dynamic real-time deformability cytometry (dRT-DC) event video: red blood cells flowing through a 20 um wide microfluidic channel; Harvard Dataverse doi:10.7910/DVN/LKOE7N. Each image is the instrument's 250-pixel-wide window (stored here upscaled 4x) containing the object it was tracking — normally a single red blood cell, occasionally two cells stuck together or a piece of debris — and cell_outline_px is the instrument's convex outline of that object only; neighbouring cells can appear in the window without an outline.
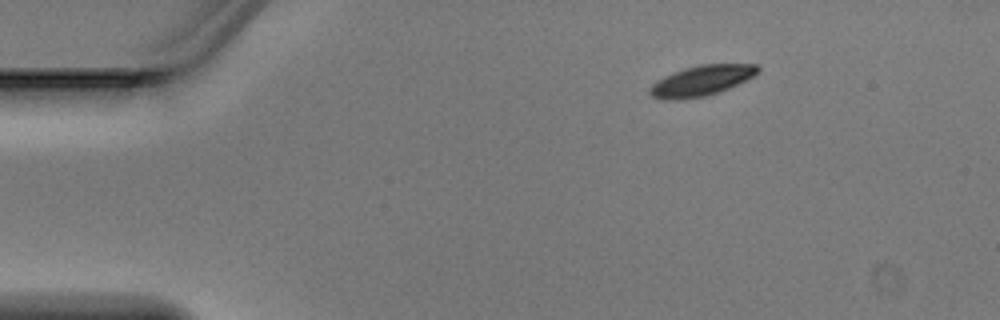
{"species": "Egyptian fruit bat (a non-hibernating species)", "species_latin": "Rousettus aegyptiacus", "temperature_condition": "warm", "stored_images_in_passage": 4, "camera_frame_rate_fps": 3000, "um_per_image_px": 0.085, "animal": {"sex": "male"}, "frame": {"image": 1, "passage_image": 1, "time_ms": 0.0, "image_size_px": [1000, 320], "cell_outline_px": [[760, 72], [720, 92], [704, 96], [672, 100], [668, 100], [652, 96], [648, 92], [648, 88], [656, 80], [672, 72], [684, 68], [700, 64], [756, 64], [760, 68]], "centroid_in_image_um": [59.59, 6.84], "position_along_channel_um": 25.4, "area_um2": 19.02}}
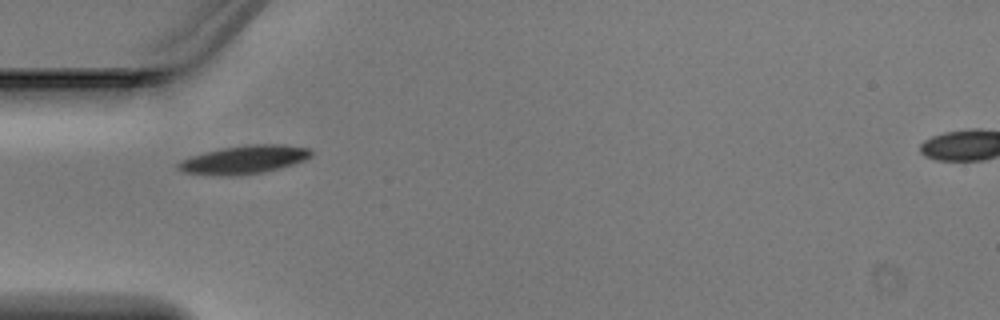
{"frame": {"image": 2, "passage_image": 3, "time_ms": 0.667, "image_size_px": [1000, 320], "cell_outline_px": [[312, 156], [304, 160], [292, 164], [264, 172], [228, 176], [220, 176], [184, 172], [176, 168], [176, 164], [180, 160], [188, 156], [220, 148], [248, 144], [284, 144], [308, 148], [312, 152]], "centroid_in_image_um": [20.7, 13.56], "position_along_channel_um": 64.3, "area_um2": 22.08}}
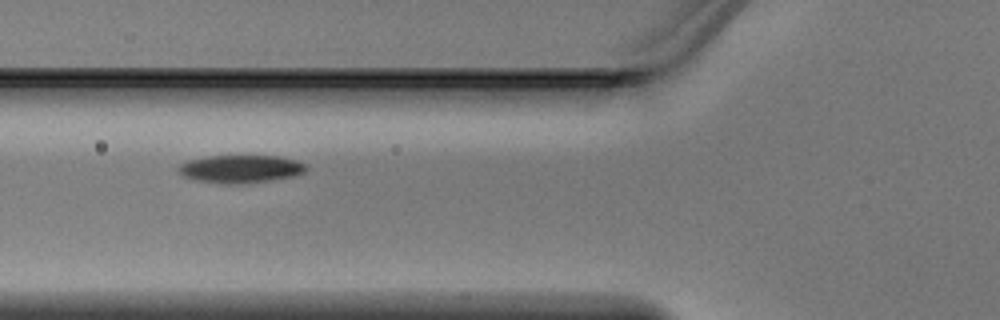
{"frame": {"image": 3, "passage_image": 4, "time_ms": 1.0, "image_size_px": [1000, 320], "cell_outline_px": [[308, 168], [304, 172], [292, 176], [268, 180], [240, 184], [224, 184], [196, 180], [184, 176], [176, 168], [180, 164], [188, 160], [208, 156], [276, 156], [296, 160], [304, 164]], "centroid_in_image_um": [20.42, 14.35], "position_along_channel_um": 105.4, "area_um2": 20.52}}